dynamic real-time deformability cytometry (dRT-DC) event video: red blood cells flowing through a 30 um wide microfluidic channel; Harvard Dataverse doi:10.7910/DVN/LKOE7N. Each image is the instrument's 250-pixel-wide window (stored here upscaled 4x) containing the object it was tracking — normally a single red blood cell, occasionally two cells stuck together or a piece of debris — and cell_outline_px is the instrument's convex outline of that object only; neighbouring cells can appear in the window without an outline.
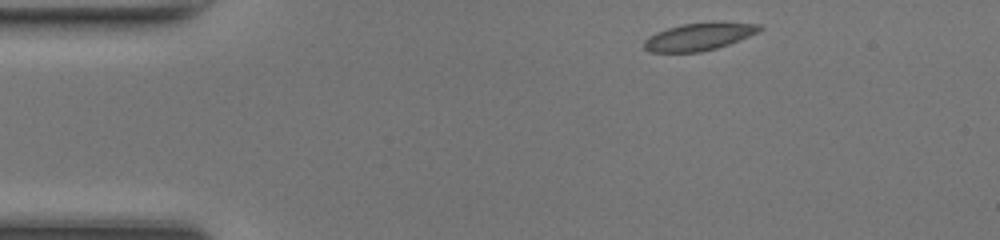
{"species": "common noctule bat (a hibernating species)", "species_latin": "Nyctalus noctula", "temperature_condition": "room temperature", "stored_images_in_passage": 41, "camera_frame_rate_fps": 3000, "um_per_image_px": 0.085, "animal": {"sex": "female", "body_mass_g": 17.0, "forearm_length_mm": 48.0}, "frame": {"image": 1, "passage_image": 1, "time_ms": 0.0, "image_size_px": [1000, 240], "cell_outline_px": [[764, 28], [748, 36], [728, 44], [716, 48], [700, 52], [648, 52], [644, 48], [644, 40], [656, 32], [668, 28], [684, 24], [712, 20], [720, 20], [760, 24]], "centroid_in_image_um": [59.44, 3.08], "position_along_channel_um": 25.6, "area_um2": 18.79}}
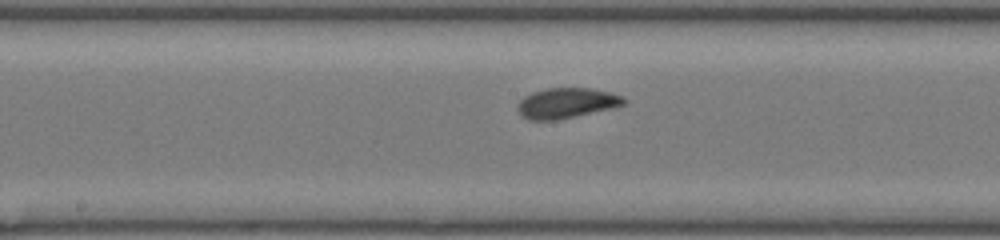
{"frame": {"image": 2, "passage_image": 18, "time_ms": 5.667, "image_size_px": [1000, 240], "cell_outline_px": [[628, 100], [624, 104], [612, 108], [556, 120], [528, 120], [516, 108], [520, 100], [524, 96], [532, 92], [548, 88], [588, 88], [608, 92], [620, 96]], "centroid_in_image_um": [48.13, 8.76], "position_along_channel_um": 200.1, "area_um2": 18.5}}
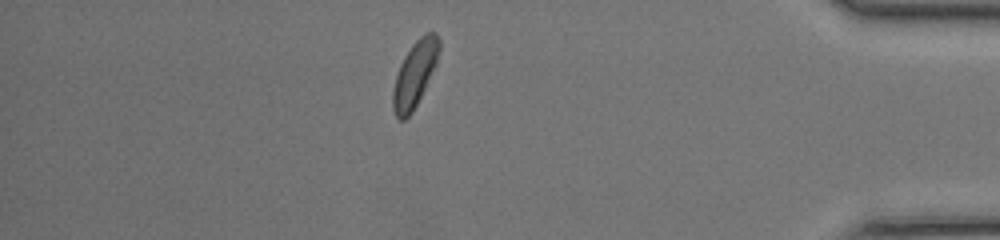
{"frame": {"image": 3, "passage_image": 35, "time_ms": 11.333, "image_size_px": [1000, 240], "cell_outline_px": [[440, 48], [436, 64], [412, 112], [404, 120], [400, 120], [396, 116], [392, 108], [392, 92], [396, 76], [400, 64], [404, 56], [412, 44], [424, 32], [436, 32], [440, 40]], "centroid_in_image_um": [35.25, 6.26], "position_along_channel_um": 400.0, "area_um2": 17.51}, "authors_computed_cell_mechanics": {"area_um2": 18.1492, "velocity_mm_per_s": 4.2867, "shape_relaxation_time_tau1_ms": 1.9334, "shape_relaxation_time_tau2_ms": 2.963, "deformation_change_tau1": 0.105, "deformation_change_tau2": 0.0794}}